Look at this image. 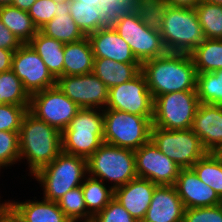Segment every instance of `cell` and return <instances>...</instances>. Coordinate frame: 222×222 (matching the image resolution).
Instances as JSON below:
<instances>
[{"label":"cell","mask_w":222,"mask_h":222,"mask_svg":"<svg viewBox=\"0 0 222 222\" xmlns=\"http://www.w3.org/2000/svg\"><path fill=\"white\" fill-rule=\"evenodd\" d=\"M147 87L154 98L179 91H196L197 72L186 53H169L141 64Z\"/></svg>","instance_id":"cell-1"},{"label":"cell","mask_w":222,"mask_h":222,"mask_svg":"<svg viewBox=\"0 0 222 222\" xmlns=\"http://www.w3.org/2000/svg\"><path fill=\"white\" fill-rule=\"evenodd\" d=\"M19 152V160H27L28 176L33 177L62 152L61 132L28 110L20 127Z\"/></svg>","instance_id":"cell-2"},{"label":"cell","mask_w":222,"mask_h":222,"mask_svg":"<svg viewBox=\"0 0 222 222\" xmlns=\"http://www.w3.org/2000/svg\"><path fill=\"white\" fill-rule=\"evenodd\" d=\"M33 176L43 188V198L57 202L66 192L83 184L87 176V159L61 152Z\"/></svg>","instance_id":"cell-3"},{"label":"cell","mask_w":222,"mask_h":222,"mask_svg":"<svg viewBox=\"0 0 222 222\" xmlns=\"http://www.w3.org/2000/svg\"><path fill=\"white\" fill-rule=\"evenodd\" d=\"M160 34L169 53L190 54L206 39L195 8L169 5Z\"/></svg>","instance_id":"cell-4"},{"label":"cell","mask_w":222,"mask_h":222,"mask_svg":"<svg viewBox=\"0 0 222 222\" xmlns=\"http://www.w3.org/2000/svg\"><path fill=\"white\" fill-rule=\"evenodd\" d=\"M87 175L111 182L113 190L124 186L137 177L134 151L103 143L87 159Z\"/></svg>","instance_id":"cell-5"},{"label":"cell","mask_w":222,"mask_h":222,"mask_svg":"<svg viewBox=\"0 0 222 222\" xmlns=\"http://www.w3.org/2000/svg\"><path fill=\"white\" fill-rule=\"evenodd\" d=\"M104 143L137 150L151 140L152 118L104 109Z\"/></svg>","instance_id":"cell-6"},{"label":"cell","mask_w":222,"mask_h":222,"mask_svg":"<svg viewBox=\"0 0 222 222\" xmlns=\"http://www.w3.org/2000/svg\"><path fill=\"white\" fill-rule=\"evenodd\" d=\"M196 91H179L154 98L152 124L167 130L192 127L199 106Z\"/></svg>","instance_id":"cell-7"},{"label":"cell","mask_w":222,"mask_h":222,"mask_svg":"<svg viewBox=\"0 0 222 222\" xmlns=\"http://www.w3.org/2000/svg\"><path fill=\"white\" fill-rule=\"evenodd\" d=\"M151 140L181 169L191 168L207 151L192 129L167 130L152 126Z\"/></svg>","instance_id":"cell-8"},{"label":"cell","mask_w":222,"mask_h":222,"mask_svg":"<svg viewBox=\"0 0 222 222\" xmlns=\"http://www.w3.org/2000/svg\"><path fill=\"white\" fill-rule=\"evenodd\" d=\"M113 28L130 46L141 64L167 53L161 34L148 28L134 11L121 18Z\"/></svg>","instance_id":"cell-9"},{"label":"cell","mask_w":222,"mask_h":222,"mask_svg":"<svg viewBox=\"0 0 222 222\" xmlns=\"http://www.w3.org/2000/svg\"><path fill=\"white\" fill-rule=\"evenodd\" d=\"M80 107L58 87L31 95L29 111L61 133L69 126Z\"/></svg>","instance_id":"cell-10"},{"label":"cell","mask_w":222,"mask_h":222,"mask_svg":"<svg viewBox=\"0 0 222 222\" xmlns=\"http://www.w3.org/2000/svg\"><path fill=\"white\" fill-rule=\"evenodd\" d=\"M154 99L142 72L132 80L109 88L105 109L125 111L130 114L153 118Z\"/></svg>","instance_id":"cell-11"},{"label":"cell","mask_w":222,"mask_h":222,"mask_svg":"<svg viewBox=\"0 0 222 222\" xmlns=\"http://www.w3.org/2000/svg\"><path fill=\"white\" fill-rule=\"evenodd\" d=\"M11 70L22 81L30 96L56 86V78L29 43L22 44L14 52Z\"/></svg>","instance_id":"cell-12"},{"label":"cell","mask_w":222,"mask_h":222,"mask_svg":"<svg viewBox=\"0 0 222 222\" xmlns=\"http://www.w3.org/2000/svg\"><path fill=\"white\" fill-rule=\"evenodd\" d=\"M56 87L80 108H106L109 88L93 73L60 76L56 79Z\"/></svg>","instance_id":"cell-13"},{"label":"cell","mask_w":222,"mask_h":222,"mask_svg":"<svg viewBox=\"0 0 222 222\" xmlns=\"http://www.w3.org/2000/svg\"><path fill=\"white\" fill-rule=\"evenodd\" d=\"M137 177L156 185H174L180 167L163 154L152 140L134 151Z\"/></svg>","instance_id":"cell-14"},{"label":"cell","mask_w":222,"mask_h":222,"mask_svg":"<svg viewBox=\"0 0 222 222\" xmlns=\"http://www.w3.org/2000/svg\"><path fill=\"white\" fill-rule=\"evenodd\" d=\"M191 129L207 152L222 153V106L199 104Z\"/></svg>","instance_id":"cell-15"},{"label":"cell","mask_w":222,"mask_h":222,"mask_svg":"<svg viewBox=\"0 0 222 222\" xmlns=\"http://www.w3.org/2000/svg\"><path fill=\"white\" fill-rule=\"evenodd\" d=\"M174 186L185 209L221 204L215 190L201 181L192 168L180 169Z\"/></svg>","instance_id":"cell-16"},{"label":"cell","mask_w":222,"mask_h":222,"mask_svg":"<svg viewBox=\"0 0 222 222\" xmlns=\"http://www.w3.org/2000/svg\"><path fill=\"white\" fill-rule=\"evenodd\" d=\"M157 186L148 179L136 177L124 186L114 189V198L136 221L142 222Z\"/></svg>","instance_id":"cell-17"},{"label":"cell","mask_w":222,"mask_h":222,"mask_svg":"<svg viewBox=\"0 0 222 222\" xmlns=\"http://www.w3.org/2000/svg\"><path fill=\"white\" fill-rule=\"evenodd\" d=\"M185 207L174 185H158L142 222H183Z\"/></svg>","instance_id":"cell-18"},{"label":"cell","mask_w":222,"mask_h":222,"mask_svg":"<svg viewBox=\"0 0 222 222\" xmlns=\"http://www.w3.org/2000/svg\"><path fill=\"white\" fill-rule=\"evenodd\" d=\"M94 58H108L115 62L140 63L130 46L113 27H103L89 34Z\"/></svg>","instance_id":"cell-19"},{"label":"cell","mask_w":222,"mask_h":222,"mask_svg":"<svg viewBox=\"0 0 222 222\" xmlns=\"http://www.w3.org/2000/svg\"><path fill=\"white\" fill-rule=\"evenodd\" d=\"M8 203L20 215L22 222H72L59 208L57 202L46 199L10 201Z\"/></svg>","instance_id":"cell-20"},{"label":"cell","mask_w":222,"mask_h":222,"mask_svg":"<svg viewBox=\"0 0 222 222\" xmlns=\"http://www.w3.org/2000/svg\"><path fill=\"white\" fill-rule=\"evenodd\" d=\"M56 7V16L51 21H48L40 31L63 44L77 42L85 38L86 36L70 15L69 0L56 3Z\"/></svg>","instance_id":"cell-21"},{"label":"cell","mask_w":222,"mask_h":222,"mask_svg":"<svg viewBox=\"0 0 222 222\" xmlns=\"http://www.w3.org/2000/svg\"><path fill=\"white\" fill-rule=\"evenodd\" d=\"M140 72L141 63H122L108 58H94L92 73L108 88L128 82Z\"/></svg>","instance_id":"cell-22"},{"label":"cell","mask_w":222,"mask_h":222,"mask_svg":"<svg viewBox=\"0 0 222 222\" xmlns=\"http://www.w3.org/2000/svg\"><path fill=\"white\" fill-rule=\"evenodd\" d=\"M94 55L88 37L64 45V76L93 72Z\"/></svg>","instance_id":"cell-23"},{"label":"cell","mask_w":222,"mask_h":222,"mask_svg":"<svg viewBox=\"0 0 222 222\" xmlns=\"http://www.w3.org/2000/svg\"><path fill=\"white\" fill-rule=\"evenodd\" d=\"M41 57L50 73L57 79L64 76V45L59 40L48 37L40 30L29 42Z\"/></svg>","instance_id":"cell-24"},{"label":"cell","mask_w":222,"mask_h":222,"mask_svg":"<svg viewBox=\"0 0 222 222\" xmlns=\"http://www.w3.org/2000/svg\"><path fill=\"white\" fill-rule=\"evenodd\" d=\"M62 152L88 159L103 143L104 133L63 131Z\"/></svg>","instance_id":"cell-25"},{"label":"cell","mask_w":222,"mask_h":222,"mask_svg":"<svg viewBox=\"0 0 222 222\" xmlns=\"http://www.w3.org/2000/svg\"><path fill=\"white\" fill-rule=\"evenodd\" d=\"M0 20L22 44L29 43L38 32L28 11L12 5L0 7Z\"/></svg>","instance_id":"cell-26"},{"label":"cell","mask_w":222,"mask_h":222,"mask_svg":"<svg viewBox=\"0 0 222 222\" xmlns=\"http://www.w3.org/2000/svg\"><path fill=\"white\" fill-rule=\"evenodd\" d=\"M105 184L102 180L87 175L81 185L87 211L92 217L114 198V190Z\"/></svg>","instance_id":"cell-27"},{"label":"cell","mask_w":222,"mask_h":222,"mask_svg":"<svg viewBox=\"0 0 222 222\" xmlns=\"http://www.w3.org/2000/svg\"><path fill=\"white\" fill-rule=\"evenodd\" d=\"M190 55L197 73L222 70V40L206 38Z\"/></svg>","instance_id":"cell-28"},{"label":"cell","mask_w":222,"mask_h":222,"mask_svg":"<svg viewBox=\"0 0 222 222\" xmlns=\"http://www.w3.org/2000/svg\"><path fill=\"white\" fill-rule=\"evenodd\" d=\"M70 15L85 36L105 27L100 6L69 0Z\"/></svg>","instance_id":"cell-29"},{"label":"cell","mask_w":222,"mask_h":222,"mask_svg":"<svg viewBox=\"0 0 222 222\" xmlns=\"http://www.w3.org/2000/svg\"><path fill=\"white\" fill-rule=\"evenodd\" d=\"M191 168L222 199V153L207 152Z\"/></svg>","instance_id":"cell-30"},{"label":"cell","mask_w":222,"mask_h":222,"mask_svg":"<svg viewBox=\"0 0 222 222\" xmlns=\"http://www.w3.org/2000/svg\"><path fill=\"white\" fill-rule=\"evenodd\" d=\"M196 92L200 104L222 106V70L197 73Z\"/></svg>","instance_id":"cell-31"},{"label":"cell","mask_w":222,"mask_h":222,"mask_svg":"<svg viewBox=\"0 0 222 222\" xmlns=\"http://www.w3.org/2000/svg\"><path fill=\"white\" fill-rule=\"evenodd\" d=\"M195 11L205 38L222 40V5L202 0Z\"/></svg>","instance_id":"cell-32"},{"label":"cell","mask_w":222,"mask_h":222,"mask_svg":"<svg viewBox=\"0 0 222 222\" xmlns=\"http://www.w3.org/2000/svg\"><path fill=\"white\" fill-rule=\"evenodd\" d=\"M31 96L12 70L0 73V104L30 106Z\"/></svg>","instance_id":"cell-33"},{"label":"cell","mask_w":222,"mask_h":222,"mask_svg":"<svg viewBox=\"0 0 222 222\" xmlns=\"http://www.w3.org/2000/svg\"><path fill=\"white\" fill-rule=\"evenodd\" d=\"M167 6L163 0H135L134 12L148 28L161 33Z\"/></svg>","instance_id":"cell-34"},{"label":"cell","mask_w":222,"mask_h":222,"mask_svg":"<svg viewBox=\"0 0 222 222\" xmlns=\"http://www.w3.org/2000/svg\"><path fill=\"white\" fill-rule=\"evenodd\" d=\"M59 208L72 222H91L92 216L88 213L83 198L82 186L66 192L58 201Z\"/></svg>","instance_id":"cell-35"},{"label":"cell","mask_w":222,"mask_h":222,"mask_svg":"<svg viewBox=\"0 0 222 222\" xmlns=\"http://www.w3.org/2000/svg\"><path fill=\"white\" fill-rule=\"evenodd\" d=\"M64 131L104 133L103 110L96 108H80Z\"/></svg>","instance_id":"cell-36"},{"label":"cell","mask_w":222,"mask_h":222,"mask_svg":"<svg viewBox=\"0 0 222 222\" xmlns=\"http://www.w3.org/2000/svg\"><path fill=\"white\" fill-rule=\"evenodd\" d=\"M19 132L0 131V166L4 168L20 162Z\"/></svg>","instance_id":"cell-37"},{"label":"cell","mask_w":222,"mask_h":222,"mask_svg":"<svg viewBox=\"0 0 222 222\" xmlns=\"http://www.w3.org/2000/svg\"><path fill=\"white\" fill-rule=\"evenodd\" d=\"M135 0H110L100 4L105 27H114L126 15L134 11Z\"/></svg>","instance_id":"cell-38"},{"label":"cell","mask_w":222,"mask_h":222,"mask_svg":"<svg viewBox=\"0 0 222 222\" xmlns=\"http://www.w3.org/2000/svg\"><path fill=\"white\" fill-rule=\"evenodd\" d=\"M29 106L0 104V131L20 132L23 116Z\"/></svg>","instance_id":"cell-39"},{"label":"cell","mask_w":222,"mask_h":222,"mask_svg":"<svg viewBox=\"0 0 222 222\" xmlns=\"http://www.w3.org/2000/svg\"><path fill=\"white\" fill-rule=\"evenodd\" d=\"M91 222H138L130 213L113 198Z\"/></svg>","instance_id":"cell-40"},{"label":"cell","mask_w":222,"mask_h":222,"mask_svg":"<svg viewBox=\"0 0 222 222\" xmlns=\"http://www.w3.org/2000/svg\"><path fill=\"white\" fill-rule=\"evenodd\" d=\"M56 12V3L52 0H36L28 10V14L38 30L51 21L56 16Z\"/></svg>","instance_id":"cell-41"},{"label":"cell","mask_w":222,"mask_h":222,"mask_svg":"<svg viewBox=\"0 0 222 222\" xmlns=\"http://www.w3.org/2000/svg\"><path fill=\"white\" fill-rule=\"evenodd\" d=\"M183 222H222V205L187 208Z\"/></svg>","instance_id":"cell-42"},{"label":"cell","mask_w":222,"mask_h":222,"mask_svg":"<svg viewBox=\"0 0 222 222\" xmlns=\"http://www.w3.org/2000/svg\"><path fill=\"white\" fill-rule=\"evenodd\" d=\"M22 43L0 20V48L16 51Z\"/></svg>","instance_id":"cell-43"},{"label":"cell","mask_w":222,"mask_h":222,"mask_svg":"<svg viewBox=\"0 0 222 222\" xmlns=\"http://www.w3.org/2000/svg\"><path fill=\"white\" fill-rule=\"evenodd\" d=\"M0 222H21V218L9 203H4L0 208Z\"/></svg>","instance_id":"cell-44"},{"label":"cell","mask_w":222,"mask_h":222,"mask_svg":"<svg viewBox=\"0 0 222 222\" xmlns=\"http://www.w3.org/2000/svg\"><path fill=\"white\" fill-rule=\"evenodd\" d=\"M14 51L0 48V73L12 69Z\"/></svg>","instance_id":"cell-45"},{"label":"cell","mask_w":222,"mask_h":222,"mask_svg":"<svg viewBox=\"0 0 222 222\" xmlns=\"http://www.w3.org/2000/svg\"><path fill=\"white\" fill-rule=\"evenodd\" d=\"M169 6L195 8L202 0H163Z\"/></svg>","instance_id":"cell-46"},{"label":"cell","mask_w":222,"mask_h":222,"mask_svg":"<svg viewBox=\"0 0 222 222\" xmlns=\"http://www.w3.org/2000/svg\"><path fill=\"white\" fill-rule=\"evenodd\" d=\"M36 0H12L11 5L20 10L28 11Z\"/></svg>","instance_id":"cell-47"},{"label":"cell","mask_w":222,"mask_h":222,"mask_svg":"<svg viewBox=\"0 0 222 222\" xmlns=\"http://www.w3.org/2000/svg\"><path fill=\"white\" fill-rule=\"evenodd\" d=\"M12 0H0V7L11 5Z\"/></svg>","instance_id":"cell-48"},{"label":"cell","mask_w":222,"mask_h":222,"mask_svg":"<svg viewBox=\"0 0 222 222\" xmlns=\"http://www.w3.org/2000/svg\"><path fill=\"white\" fill-rule=\"evenodd\" d=\"M78 1L96 6V0H78Z\"/></svg>","instance_id":"cell-49"},{"label":"cell","mask_w":222,"mask_h":222,"mask_svg":"<svg viewBox=\"0 0 222 222\" xmlns=\"http://www.w3.org/2000/svg\"><path fill=\"white\" fill-rule=\"evenodd\" d=\"M203 1H207V2H210V3H215V4L222 5V0H203Z\"/></svg>","instance_id":"cell-50"},{"label":"cell","mask_w":222,"mask_h":222,"mask_svg":"<svg viewBox=\"0 0 222 222\" xmlns=\"http://www.w3.org/2000/svg\"><path fill=\"white\" fill-rule=\"evenodd\" d=\"M106 1H110V0H96V6H100L102 2H106Z\"/></svg>","instance_id":"cell-51"},{"label":"cell","mask_w":222,"mask_h":222,"mask_svg":"<svg viewBox=\"0 0 222 222\" xmlns=\"http://www.w3.org/2000/svg\"><path fill=\"white\" fill-rule=\"evenodd\" d=\"M52 1H54L55 3H58V2H66L68 0H52Z\"/></svg>","instance_id":"cell-52"},{"label":"cell","mask_w":222,"mask_h":222,"mask_svg":"<svg viewBox=\"0 0 222 222\" xmlns=\"http://www.w3.org/2000/svg\"><path fill=\"white\" fill-rule=\"evenodd\" d=\"M0 197H1V196H0ZM0 199H1V198H0ZM4 203H8V201H5V200H4V202H2V203H1V201H0V208L2 207V205H3Z\"/></svg>","instance_id":"cell-53"}]
</instances>
